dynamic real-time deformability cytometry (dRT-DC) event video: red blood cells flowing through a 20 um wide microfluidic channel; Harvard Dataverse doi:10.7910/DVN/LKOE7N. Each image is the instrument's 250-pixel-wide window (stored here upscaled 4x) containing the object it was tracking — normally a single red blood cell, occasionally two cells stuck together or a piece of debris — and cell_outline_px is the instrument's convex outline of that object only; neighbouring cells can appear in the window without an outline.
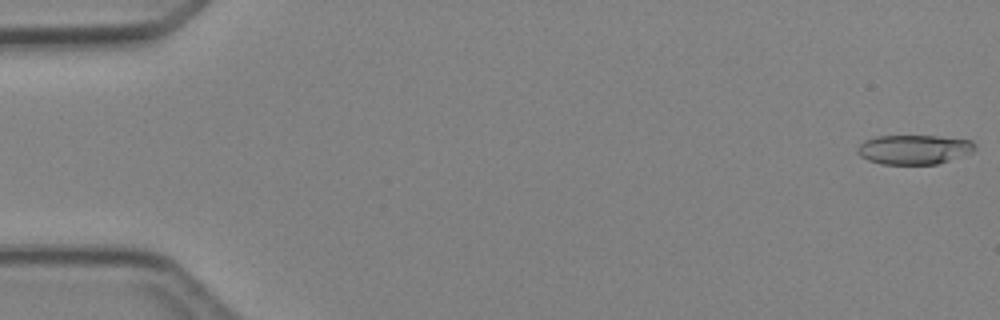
{"species": "Egyptian fruit bat (a non-hibernating species)", "species_latin": "Rousettus aegyptiacus", "temperature_condition": "cold", "stored_images_in_passage": 6, "segment_of_instrument_passage": [1, 2], "camera_frame_rate_fps": 3000, "um_per_image_px": 0.085, "animal": {"sex": "female"}, "frame": {"image": 1, "passage_image": 1, "time_ms": 0.0, "image_size_px": [1000, 320], "cell_outline_px": [[976, 148], [972, 152], [936, 164], [880, 164], [868, 160], [860, 156], [856, 152], [856, 148], [864, 140], [876, 136], [936, 136], [972, 140], [976, 144]], "centroid_in_image_um": [77.66, 12.7], "position_along_channel_um": 7.3, "area_um2": 20.17}}